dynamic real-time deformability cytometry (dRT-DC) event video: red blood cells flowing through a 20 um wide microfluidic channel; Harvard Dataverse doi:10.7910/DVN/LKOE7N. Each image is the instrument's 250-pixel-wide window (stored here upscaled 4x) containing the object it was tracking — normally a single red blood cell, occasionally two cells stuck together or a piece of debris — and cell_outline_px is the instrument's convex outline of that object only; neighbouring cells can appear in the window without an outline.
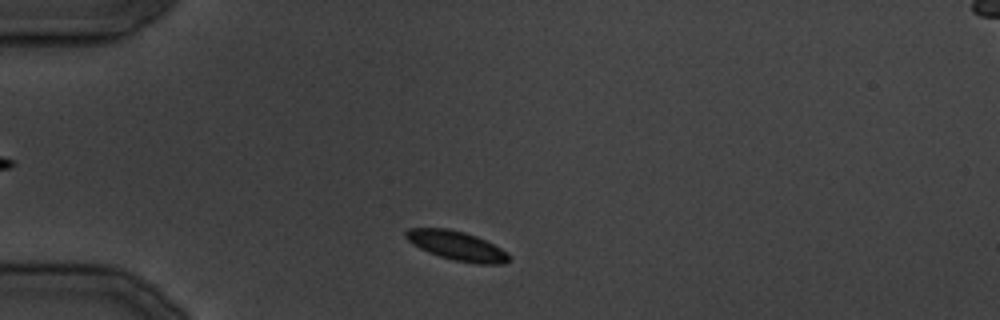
{"species": "common noctule bat (a hibernating species)", "species_latin": "Nyctalus noctula", "temperature_condition": "cold", "stored_images_in_passage": 11, "camera_frame_rate_fps": 3000, "um_per_image_px": 0.085, "animal": {"sex": "male", "body_mass_g": 19.5, "forearm_length_mm": 54.6}, "frame": {"image": 1, "passage_image": 2, "time_ms": 2.0, "image_size_px": [1000, 320], "cell_outline_px": [[512, 260], [504, 264], [476, 264], [452, 260], [428, 252], [412, 244], [404, 236], [404, 232], [408, 228], [448, 228], [464, 232], [476, 236], [508, 252]], "centroid_in_image_um": [38.84, 20.9], "position_along_channel_um": 46.2, "area_um2": 17.69}}
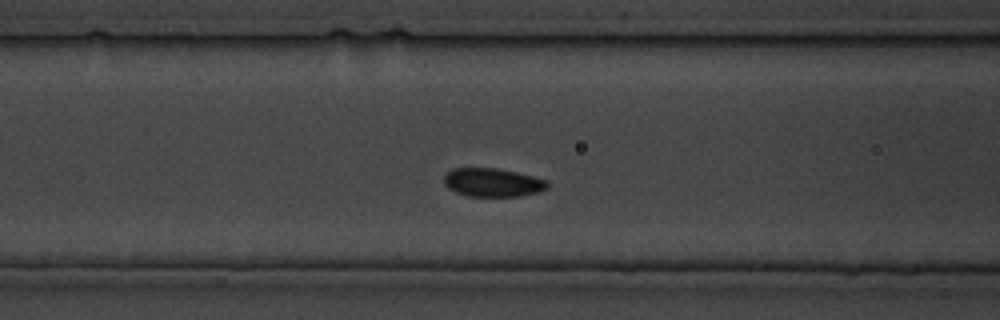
{"frame": {"image": 2, "passage_image": 8, "time_ms": 8.667, "image_size_px": [1000, 320], "cell_outline_px": [[548, 188], [536, 192], [520, 196], [464, 196], [448, 188], [444, 184], [444, 176], [452, 168], [496, 168], [516, 172], [548, 180]], "centroid_in_image_um": [41.85, 15.51], "position_along_channel_um": 124.7, "area_um2": 17.17}}
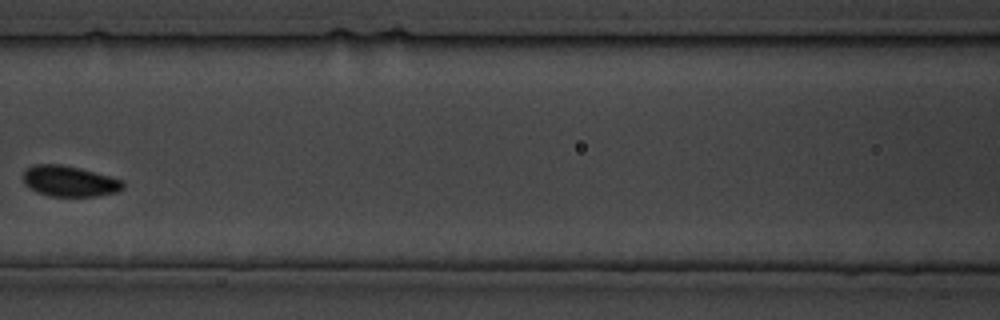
{"frame": {"image": 3, "passage_image": 10, "time_ms": 11.0, "image_size_px": [1000, 320], "cell_outline_px": [[124, 188], [116, 192], [96, 196], [52, 196], [36, 192], [24, 184], [24, 168], [32, 164], [60, 164], [80, 168], [124, 180]], "centroid_in_image_um": [5.89, 15.39], "position_along_channel_um": 160.7, "area_um2": 17.98}}